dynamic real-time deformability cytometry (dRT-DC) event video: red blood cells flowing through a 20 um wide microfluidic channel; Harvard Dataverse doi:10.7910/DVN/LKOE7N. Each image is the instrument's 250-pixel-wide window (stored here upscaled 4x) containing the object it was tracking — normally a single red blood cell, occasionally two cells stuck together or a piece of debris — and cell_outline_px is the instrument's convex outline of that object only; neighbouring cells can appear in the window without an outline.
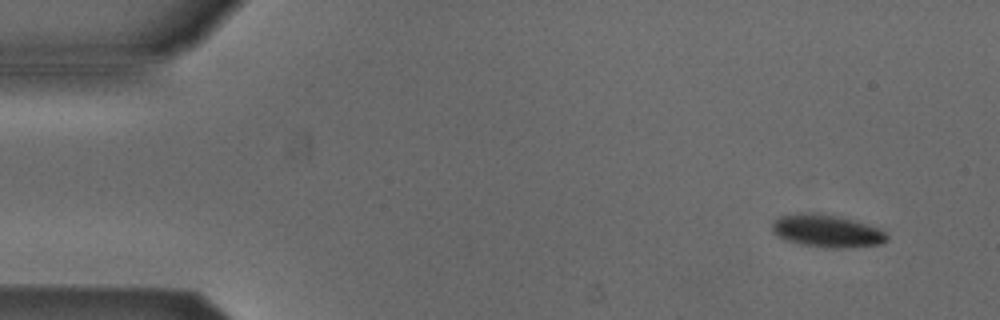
{"species": "Egyptian fruit bat (a non-hibernating species)", "species_latin": "Rousettus aegyptiacus", "temperature_condition": "cold", "stored_images_in_passage": 6, "segment_of_instrument_passage": [2, 2], "camera_frame_rate_fps": 3000, "um_per_image_px": 0.085, "animal": {"sex": "male"}, "frame": {"image": 1, "passage_image": 6, "time_ms": 1.667, "image_size_px": [1000, 320], "cell_outline_px": [[888, 240], [880, 244], [848, 248], [828, 248], [800, 244], [784, 240], [776, 236], [772, 232], [772, 224], [780, 216], [800, 212], [808, 212], [836, 216], [868, 224], [880, 228], [888, 236]], "centroid_in_image_um": [70.27, 19.64], "position_along_channel_um": 14.7, "area_um2": 21.91}}